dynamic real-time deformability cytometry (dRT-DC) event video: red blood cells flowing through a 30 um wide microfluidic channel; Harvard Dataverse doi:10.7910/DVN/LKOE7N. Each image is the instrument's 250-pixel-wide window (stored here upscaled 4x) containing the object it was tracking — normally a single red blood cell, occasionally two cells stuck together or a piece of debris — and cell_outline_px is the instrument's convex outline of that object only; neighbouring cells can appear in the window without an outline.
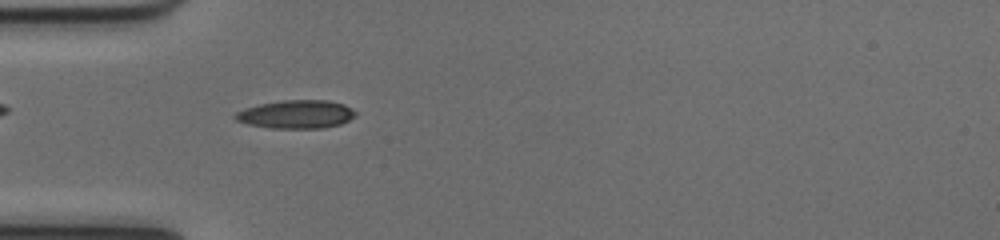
{"species": "common noctule bat (a hibernating species)", "species_latin": "Nyctalus noctula", "temperature_condition": "cold", "stored_images_in_passage": 52, "camera_frame_rate_fps": 3000, "um_per_image_px": 0.085, "animal": {"sex": "female", "body_mass_g": 17.0, "forearm_length_mm": 48.0}, "frame": {"image": 1, "passage_image": 17, "time_ms": 5.333, "image_size_px": [1000, 240], "cell_outline_px": [[356, 116], [340, 124], [324, 128], [272, 128], [248, 124], [236, 120], [232, 116], [236, 112], [244, 108], [260, 104], [284, 100], [328, 100], [344, 104], [352, 108], [356, 112]], "centroid_in_image_um": [25.18, 9.71], "position_along_channel_um": 59.8, "area_um2": 19.88}}
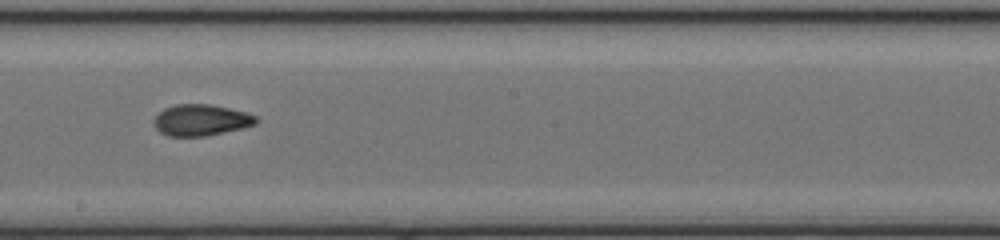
{"frame": {"image": 2, "passage_image": 30, "time_ms": 9.667, "image_size_px": [1000, 240], "cell_outline_px": [[260, 120], [256, 124], [244, 128], [204, 136], [168, 136], [160, 132], [152, 124], [152, 120], [164, 108], [176, 104], [212, 104], [248, 112], [256, 116]], "centroid_in_image_um": [17.11, 10.2], "position_along_channel_um": 231.1, "area_um2": 18.9}}
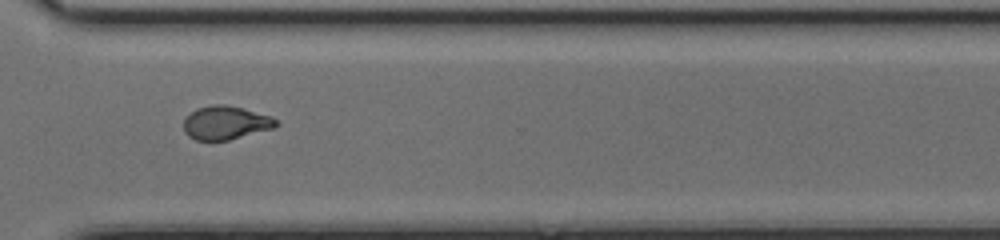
{"frame": {"image": 3, "passage_image": 39, "time_ms": 12.667, "image_size_px": [1000, 240], "cell_outline_px": [[280, 124], [272, 128], [228, 140], [196, 140], [188, 136], [184, 132], [184, 120], [196, 108], [212, 104], [224, 104], [244, 108], [272, 116]], "centroid_in_image_um": [19.18, 10.42], "position_along_channel_um": 351.4, "area_um2": 18.03}, "authors_computed_cell_mechanics": {"area_um2": 18.4382, "velocity_mm_per_s": 4.015, "shape_relaxation_time_tau1_ms": 9.314, "shape_relaxation_time_tau2_ms": 2.0045, "deformation_change_tau1": 0.2487, "deformation_change_tau2": 0.0721}}